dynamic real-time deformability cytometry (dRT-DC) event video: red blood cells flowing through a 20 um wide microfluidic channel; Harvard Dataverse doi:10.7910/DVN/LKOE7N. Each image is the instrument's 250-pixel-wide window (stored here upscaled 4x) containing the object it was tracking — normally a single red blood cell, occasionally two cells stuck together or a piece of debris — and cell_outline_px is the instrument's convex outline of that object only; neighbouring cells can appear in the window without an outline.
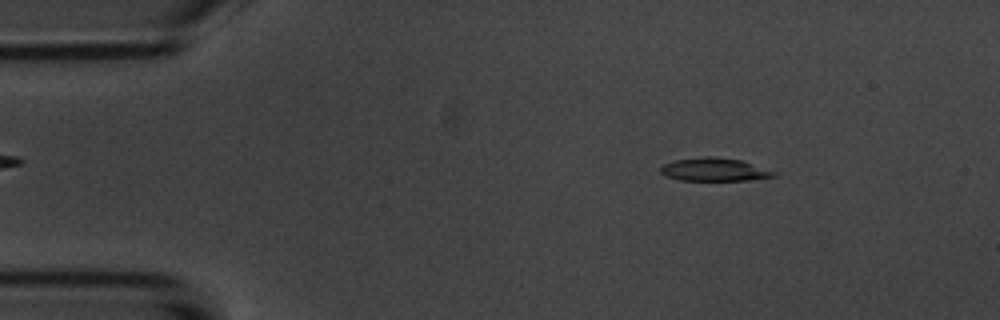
{"species": "common noctule bat (a hibernating species)", "species_latin": "Nyctalus noctula", "temperature_condition": "room temperature", "stored_images_in_passage": 4, "camera_frame_rate_fps": 3000, "um_per_image_px": 0.085, "animal": {"sex": "male", "body_mass_g": 20.1, "forearm_length_mm": 53.5}, "frame": {"image": 1, "passage_image": 2, "time_ms": 1.0, "image_size_px": [1000, 320], "cell_outline_px": [[780, 172], [776, 176], [748, 180], [680, 180], [664, 176], [660, 172], [660, 168], [664, 164], [676, 160], [704, 156], [708, 156], [740, 160]], "centroid_in_image_um": [60.75, 14.42], "position_along_channel_um": 24.3, "area_um2": 15.26}}